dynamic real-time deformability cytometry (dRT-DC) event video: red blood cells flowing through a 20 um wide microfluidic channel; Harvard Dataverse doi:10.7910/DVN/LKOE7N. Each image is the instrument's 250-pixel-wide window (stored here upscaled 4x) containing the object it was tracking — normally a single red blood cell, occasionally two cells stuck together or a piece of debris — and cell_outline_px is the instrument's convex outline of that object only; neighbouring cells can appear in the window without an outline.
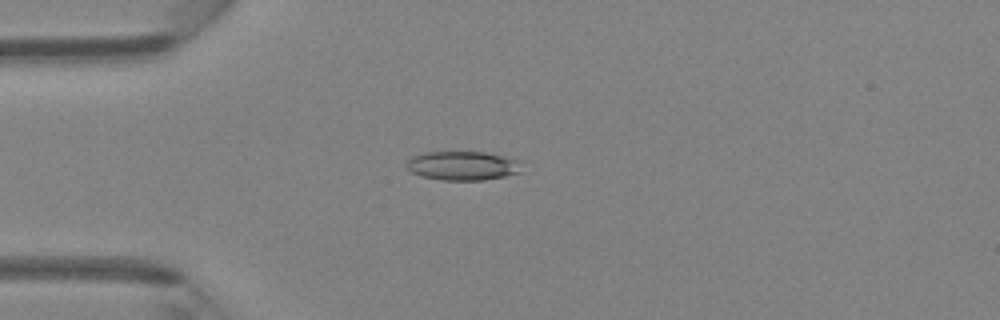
{"species": "Egyptian fruit bat (a non-hibernating species)", "species_latin": "Rousettus aegyptiacus", "temperature_condition": "room temperature", "stored_images_in_passage": 3, "camera_frame_rate_fps": 3000, "um_per_image_px": 0.085, "animal": {"sex": "female"}, "frame": {"image": 1, "passage_image": 3, "time_ms": 2.333, "image_size_px": [1000, 320], "cell_outline_px": [[524, 160], [520, 172], [504, 176], [484, 180], [440, 180], [420, 176], [412, 172], [404, 164], [412, 156], [424, 152], [484, 152]], "centroid_in_image_um": [39.35, 14.08], "position_along_channel_um": 45.6, "area_um2": 19.77}}